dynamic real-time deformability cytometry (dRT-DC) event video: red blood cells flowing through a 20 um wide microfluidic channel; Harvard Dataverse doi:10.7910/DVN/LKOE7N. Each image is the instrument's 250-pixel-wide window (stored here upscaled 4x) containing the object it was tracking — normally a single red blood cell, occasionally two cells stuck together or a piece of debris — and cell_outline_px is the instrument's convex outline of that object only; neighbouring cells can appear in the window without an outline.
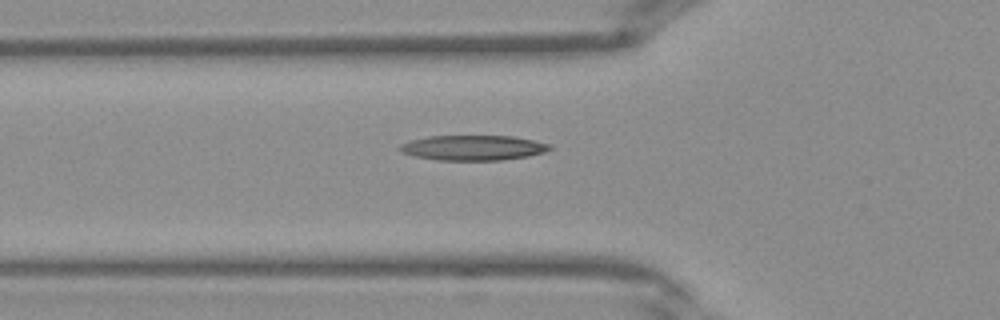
{"species": "Egyptian fruit bat (a non-hibernating species)", "species_latin": "Rousettus aegyptiacus", "temperature_condition": "warm", "stored_images_in_passage": 30, "camera_frame_rate_fps": 3000, "um_per_image_px": 0.085, "frame": {"image": 1, "passage_image": 4, "time_ms": 1.0, "image_size_px": [1000, 320], "cell_outline_px": [[552, 148], [544, 152], [528, 156], [500, 160], [436, 160], [416, 156], [400, 152], [396, 148], [400, 144], [412, 140], [428, 136], [512, 136], [552, 144]], "centroid_in_image_um": [40.19, 12.56], "position_along_channel_um": 85.6, "area_um2": 21.91}}
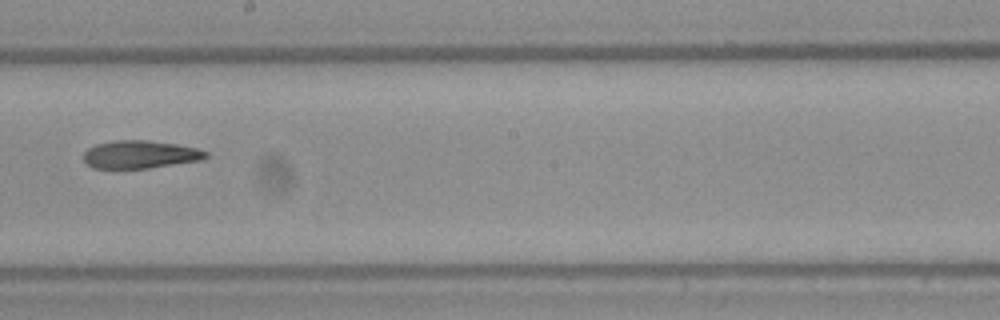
{"frame": {"image": 2, "passage_image": 13, "time_ms": 4.0, "image_size_px": [1000, 320], "cell_outline_px": [[208, 156], [200, 160], [148, 168], [92, 168], [84, 160], [84, 152], [88, 148], [96, 144], [112, 140], [148, 140], [176, 144], [196, 148], [208, 152]], "centroid_in_image_um": [11.89, 13.12], "position_along_channel_um": 236.3, "area_um2": 19.77}}
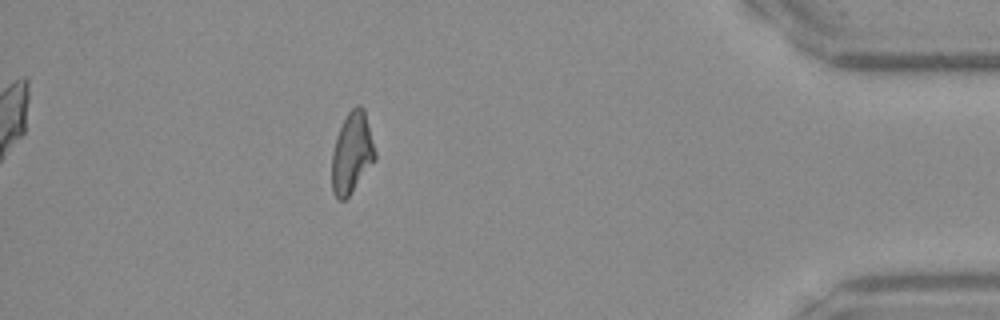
{"frame": {"image": 3, "passage_image": 26, "time_ms": 8.333, "image_size_px": [1000, 320], "cell_outline_px": [[376, 160], [348, 196], [344, 200], [340, 200], [332, 192], [332, 152], [336, 136], [348, 112], [356, 104], [360, 104], [364, 108], [376, 152]], "centroid_in_image_um": [29.92, 12.98], "position_along_channel_um": 405.3, "area_um2": 20.35}}